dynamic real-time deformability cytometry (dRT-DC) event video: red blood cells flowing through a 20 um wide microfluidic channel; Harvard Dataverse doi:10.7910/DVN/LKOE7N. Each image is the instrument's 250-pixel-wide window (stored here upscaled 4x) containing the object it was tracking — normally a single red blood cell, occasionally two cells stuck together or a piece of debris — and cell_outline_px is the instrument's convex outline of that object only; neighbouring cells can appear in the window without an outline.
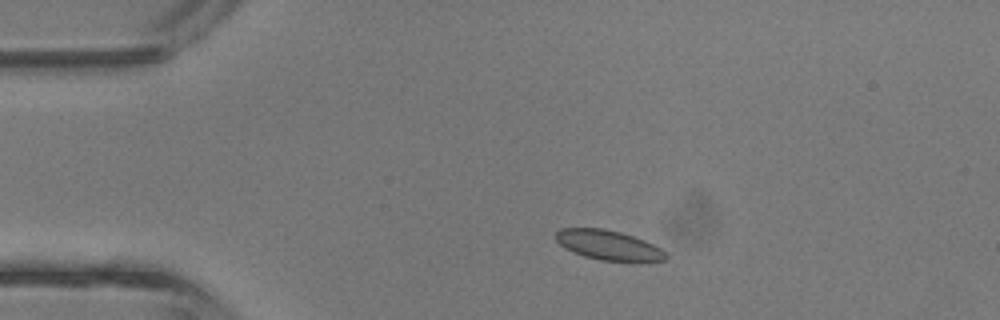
{"species": "common noctule bat (a hibernating species)", "species_latin": "Nyctalus noctula", "temperature_condition": "room temperature", "stored_images_in_passage": 38, "camera_frame_rate_fps": 3000, "um_per_image_px": 0.085, "animal": {"sex": "male", "body_mass_g": 13.3}, "frame": {"image": 1, "passage_image": 5, "time_ms": 1.333, "image_size_px": [1000, 320], "cell_outline_px": [[668, 256], [664, 260], [600, 260], [584, 256], [572, 252], [564, 248], [556, 240], [556, 232], [560, 228], [604, 228], [620, 232], [644, 240], [660, 248]], "centroid_in_image_um": [51.65, 20.81], "position_along_channel_um": 33.4, "area_um2": 18.67}}
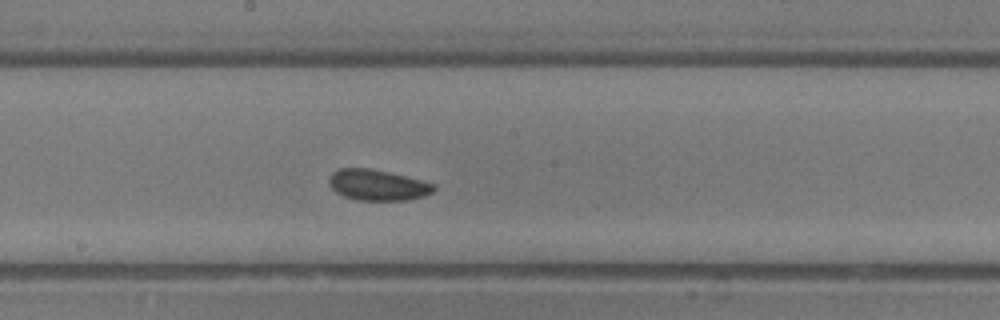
{"frame": {"image": 2, "passage_image": 19, "time_ms": 6.0, "image_size_px": [1000, 320], "cell_outline_px": [[436, 188], [432, 192], [424, 196], [408, 200], [356, 200], [344, 196], [336, 192], [328, 184], [328, 180], [332, 172], [340, 168], [368, 168], [388, 172], [436, 184]], "centroid_in_image_um": [32.08, 15.73], "position_along_channel_um": 216.1, "area_um2": 18.79}}
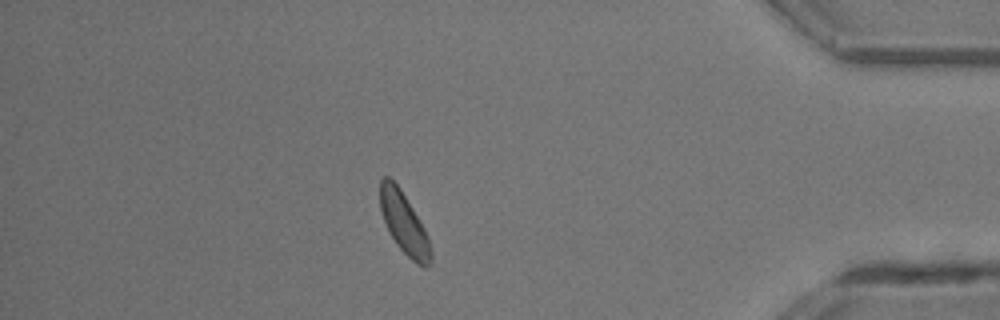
{"frame": {"image": 3, "passage_image": 33, "time_ms": 10.667, "image_size_px": [1000, 320], "cell_outline_px": [[432, 264], [424, 268], [416, 264], [396, 244], [384, 220], [380, 208], [380, 180], [384, 176], [388, 176], [400, 188], [424, 228], [428, 236], [432, 256]], "centroid_in_image_um": [34.36, 19.01], "position_along_channel_um": 400.8, "area_um2": 17.86}, "authors_computed_cell_mechanics": {"area_um2": 18.5249, "velocity_mm_per_s": 4.894, "shape_relaxation_time_tau1_ms": 1.7532, "shape_relaxation_time_tau2_ms": null, "deformation_change_tau1": 0.0474, "deformation_change_tau2": null}}